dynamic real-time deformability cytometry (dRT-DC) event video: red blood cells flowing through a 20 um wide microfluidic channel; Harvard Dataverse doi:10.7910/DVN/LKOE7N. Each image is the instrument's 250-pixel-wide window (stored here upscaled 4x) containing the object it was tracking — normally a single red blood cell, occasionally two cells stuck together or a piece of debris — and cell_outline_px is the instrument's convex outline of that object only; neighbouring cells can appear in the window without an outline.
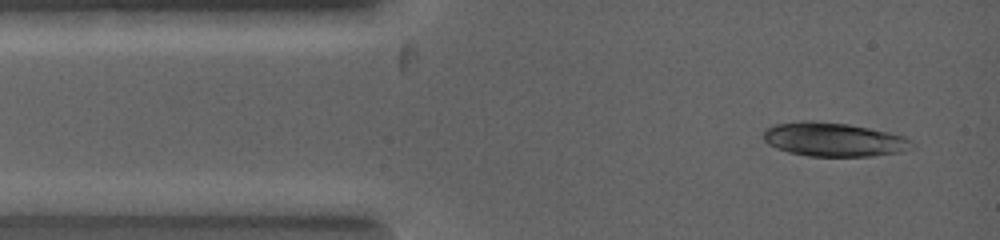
{"species": "common noctule bat (a hibernating species)", "species_latin": "Nyctalus noctula", "temperature_condition": "warm", "stored_images_in_passage": 4, "camera_frame_rate_fps": 5000, "um_per_image_px": 0.085, "animal": {"sex": "female", "body_mass_g": 19.0, "forearm_length_mm": 53.3}, "frame": {"image": 1, "passage_image": 1, "time_ms": 0.0, "image_size_px": [1000, 240], "cell_outline_px": [[916, 144], [912, 148], [900, 152], [872, 156], [808, 156], [788, 152], [776, 148], [768, 144], [764, 140], [764, 128], [772, 124], [800, 120], [816, 120], [848, 124], [888, 132], [904, 136], [912, 140]], "centroid_in_image_um": [70.84, 11.84], "position_along_channel_um": 14.2, "area_um2": 29.71}}